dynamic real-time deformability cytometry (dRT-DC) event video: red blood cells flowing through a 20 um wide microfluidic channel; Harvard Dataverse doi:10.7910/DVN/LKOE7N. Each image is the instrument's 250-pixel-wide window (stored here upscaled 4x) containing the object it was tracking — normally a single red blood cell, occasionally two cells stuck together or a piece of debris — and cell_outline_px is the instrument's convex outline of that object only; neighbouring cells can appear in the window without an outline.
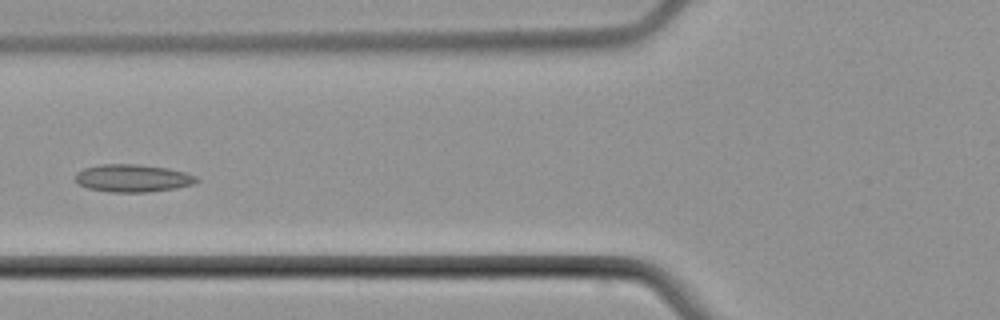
{"species": "common noctule bat (a hibernating species)", "species_latin": "Nyctalus noctula", "temperature_condition": "cold", "stored_images_in_passage": 9, "camera_frame_rate_fps": 3000, "um_per_image_px": 0.085, "animal": {"sex": "male", "body_mass_g": 21.5, "forearm_length_mm": 52.0}, "frame": {"image": 1, "passage_image": 7, "time_ms": 7.333, "image_size_px": [1000, 320], "cell_outline_px": [[200, 180], [192, 184], [176, 188], [148, 192], [112, 192], [88, 188], [80, 184], [76, 180], [76, 172], [84, 168], [100, 164], [136, 164], [168, 168], [184, 172], [196, 176]], "centroid_in_image_um": [11.29, 15.14], "position_along_channel_um": 114.5, "area_um2": 19.42}}
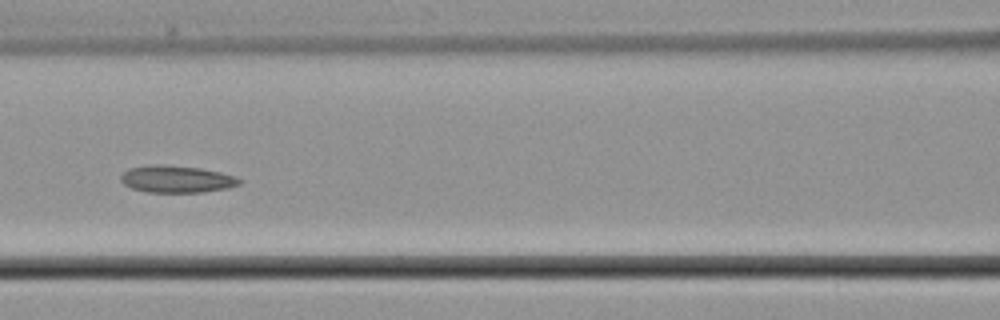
{"frame": {"image": 2, "passage_image": 8, "time_ms": 8.333, "image_size_px": [1000, 320], "cell_outline_px": [[244, 180], [240, 184], [228, 188], [200, 192], [148, 192], [132, 188], [124, 184], [120, 180], [120, 176], [128, 168], [148, 164], [156, 164], [200, 168], [220, 172]], "centroid_in_image_um": [14.99, 15.22], "position_along_channel_um": 151.6, "area_um2": 18.67}}
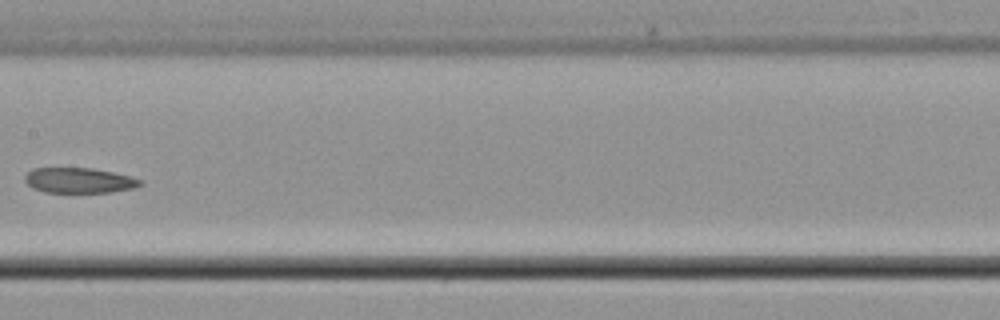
{"frame": {"image": 3, "passage_image": 9, "time_ms": 9.667, "image_size_px": [1000, 320], "cell_outline_px": [[144, 184], [132, 188], [112, 192], [44, 192], [32, 188], [24, 180], [24, 176], [32, 168], [92, 168], [112, 172], [144, 180]], "centroid_in_image_um": [6.71, 15.33], "position_along_channel_um": 200.7, "area_um2": 16.99}}